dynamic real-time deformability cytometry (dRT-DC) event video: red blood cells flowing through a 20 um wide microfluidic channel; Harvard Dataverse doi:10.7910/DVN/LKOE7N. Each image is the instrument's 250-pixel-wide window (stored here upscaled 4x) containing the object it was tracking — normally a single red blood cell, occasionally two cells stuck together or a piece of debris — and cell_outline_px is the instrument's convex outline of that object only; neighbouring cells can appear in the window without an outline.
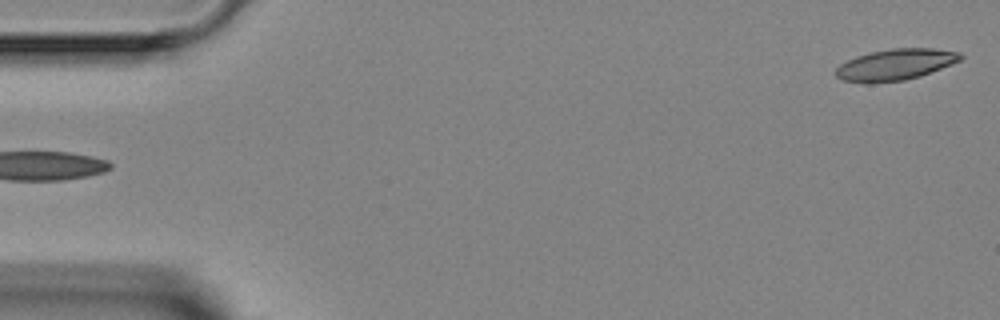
{"species": "Egyptian fruit bat (a non-hibernating species)", "species_latin": "Rousettus aegyptiacus", "temperature_condition": "room temperature", "stored_images_in_passage": 4, "segment_of_instrument_passage": [2, 2], "camera_frame_rate_fps": 3000, "um_per_image_px": 0.085, "animal": {"sex": "female"}, "frame": {"image": 1, "passage_image": 4, "time_ms": 3.667, "image_size_px": [1000, 320], "cell_outline_px": [[964, 56], [960, 60], [952, 64], [920, 76], [904, 80], [868, 84], [840, 80], [836, 76], [836, 68], [840, 64], [856, 56], [872, 52], [892, 48], [932, 48], [960, 52]], "centroid_in_image_um": [76.09, 5.5], "position_along_channel_um": 8.9, "area_um2": 22.77}}